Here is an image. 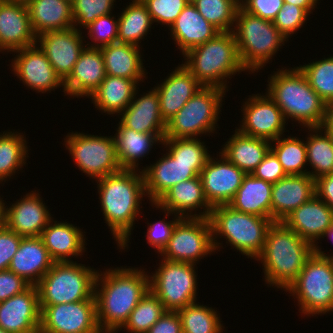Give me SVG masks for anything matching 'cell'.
Segmentation results:
<instances>
[{
	"instance_id": "obj_1",
	"label": "cell",
	"mask_w": 333,
	"mask_h": 333,
	"mask_svg": "<svg viewBox=\"0 0 333 333\" xmlns=\"http://www.w3.org/2000/svg\"><path fill=\"white\" fill-rule=\"evenodd\" d=\"M150 272L121 266L99 271L95 281L97 324L102 333H117L150 290Z\"/></svg>"
},
{
	"instance_id": "obj_2",
	"label": "cell",
	"mask_w": 333,
	"mask_h": 333,
	"mask_svg": "<svg viewBox=\"0 0 333 333\" xmlns=\"http://www.w3.org/2000/svg\"><path fill=\"white\" fill-rule=\"evenodd\" d=\"M105 223L117 246L128 249L146 195L142 171L122 169L95 180Z\"/></svg>"
},
{
	"instance_id": "obj_3",
	"label": "cell",
	"mask_w": 333,
	"mask_h": 333,
	"mask_svg": "<svg viewBox=\"0 0 333 333\" xmlns=\"http://www.w3.org/2000/svg\"><path fill=\"white\" fill-rule=\"evenodd\" d=\"M267 95L276 103L285 119L298 122L300 127H322L326 103L309 85L298 66L282 67L268 77Z\"/></svg>"
},
{
	"instance_id": "obj_4",
	"label": "cell",
	"mask_w": 333,
	"mask_h": 333,
	"mask_svg": "<svg viewBox=\"0 0 333 333\" xmlns=\"http://www.w3.org/2000/svg\"><path fill=\"white\" fill-rule=\"evenodd\" d=\"M313 252L314 247L283 222H273L256 261L262 264L265 284L285 291Z\"/></svg>"
},
{
	"instance_id": "obj_5",
	"label": "cell",
	"mask_w": 333,
	"mask_h": 333,
	"mask_svg": "<svg viewBox=\"0 0 333 333\" xmlns=\"http://www.w3.org/2000/svg\"><path fill=\"white\" fill-rule=\"evenodd\" d=\"M183 56L186 61L182 64L204 87H218L228 92L227 79H232L237 72H248L241 62L232 31L219 32Z\"/></svg>"
},
{
	"instance_id": "obj_6",
	"label": "cell",
	"mask_w": 333,
	"mask_h": 333,
	"mask_svg": "<svg viewBox=\"0 0 333 333\" xmlns=\"http://www.w3.org/2000/svg\"><path fill=\"white\" fill-rule=\"evenodd\" d=\"M209 221L215 252L223 248L218 239L224 238L237 252L255 260L261 254L267 232L274 222L271 218L236 211L229 205L214 206Z\"/></svg>"
},
{
	"instance_id": "obj_7",
	"label": "cell",
	"mask_w": 333,
	"mask_h": 333,
	"mask_svg": "<svg viewBox=\"0 0 333 333\" xmlns=\"http://www.w3.org/2000/svg\"><path fill=\"white\" fill-rule=\"evenodd\" d=\"M241 62L249 74L259 72L270 63L289 39L273 24L239 6L232 30Z\"/></svg>"
},
{
	"instance_id": "obj_8",
	"label": "cell",
	"mask_w": 333,
	"mask_h": 333,
	"mask_svg": "<svg viewBox=\"0 0 333 333\" xmlns=\"http://www.w3.org/2000/svg\"><path fill=\"white\" fill-rule=\"evenodd\" d=\"M98 270L77 261L55 262L37 283L40 306L89 300Z\"/></svg>"
},
{
	"instance_id": "obj_9",
	"label": "cell",
	"mask_w": 333,
	"mask_h": 333,
	"mask_svg": "<svg viewBox=\"0 0 333 333\" xmlns=\"http://www.w3.org/2000/svg\"><path fill=\"white\" fill-rule=\"evenodd\" d=\"M285 291L297 300L303 316L333 312V258L313 252Z\"/></svg>"
},
{
	"instance_id": "obj_10",
	"label": "cell",
	"mask_w": 333,
	"mask_h": 333,
	"mask_svg": "<svg viewBox=\"0 0 333 333\" xmlns=\"http://www.w3.org/2000/svg\"><path fill=\"white\" fill-rule=\"evenodd\" d=\"M225 95L226 91L221 88L202 87L166 123L165 138H200L203 134H215Z\"/></svg>"
},
{
	"instance_id": "obj_11",
	"label": "cell",
	"mask_w": 333,
	"mask_h": 333,
	"mask_svg": "<svg viewBox=\"0 0 333 333\" xmlns=\"http://www.w3.org/2000/svg\"><path fill=\"white\" fill-rule=\"evenodd\" d=\"M155 272H151L150 290L167 311H178L197 302L196 264L161 258ZM152 274V275H151Z\"/></svg>"
},
{
	"instance_id": "obj_12",
	"label": "cell",
	"mask_w": 333,
	"mask_h": 333,
	"mask_svg": "<svg viewBox=\"0 0 333 333\" xmlns=\"http://www.w3.org/2000/svg\"><path fill=\"white\" fill-rule=\"evenodd\" d=\"M64 145L71 158L87 177L94 180L121 171L114 136L70 132Z\"/></svg>"
},
{
	"instance_id": "obj_13",
	"label": "cell",
	"mask_w": 333,
	"mask_h": 333,
	"mask_svg": "<svg viewBox=\"0 0 333 333\" xmlns=\"http://www.w3.org/2000/svg\"><path fill=\"white\" fill-rule=\"evenodd\" d=\"M212 253L215 249L209 218L183 217L160 255L164 260L198 264Z\"/></svg>"
},
{
	"instance_id": "obj_14",
	"label": "cell",
	"mask_w": 333,
	"mask_h": 333,
	"mask_svg": "<svg viewBox=\"0 0 333 333\" xmlns=\"http://www.w3.org/2000/svg\"><path fill=\"white\" fill-rule=\"evenodd\" d=\"M39 333H102L97 324L95 295L89 300L40 306Z\"/></svg>"
},
{
	"instance_id": "obj_15",
	"label": "cell",
	"mask_w": 333,
	"mask_h": 333,
	"mask_svg": "<svg viewBox=\"0 0 333 333\" xmlns=\"http://www.w3.org/2000/svg\"><path fill=\"white\" fill-rule=\"evenodd\" d=\"M264 94L249 95L241 107L242 123L237 129L243 134L272 142L284 135L287 120L276 103L266 92Z\"/></svg>"
},
{
	"instance_id": "obj_16",
	"label": "cell",
	"mask_w": 333,
	"mask_h": 333,
	"mask_svg": "<svg viewBox=\"0 0 333 333\" xmlns=\"http://www.w3.org/2000/svg\"><path fill=\"white\" fill-rule=\"evenodd\" d=\"M15 57L11 60V69L14 76L28 88L37 93H50L62 87L64 94V81L54 71L46 55L37 45L12 51Z\"/></svg>"
},
{
	"instance_id": "obj_17",
	"label": "cell",
	"mask_w": 333,
	"mask_h": 333,
	"mask_svg": "<svg viewBox=\"0 0 333 333\" xmlns=\"http://www.w3.org/2000/svg\"><path fill=\"white\" fill-rule=\"evenodd\" d=\"M199 176L205 197L214 207L228 205L233 200L246 173L219 152L217 158L210 156Z\"/></svg>"
},
{
	"instance_id": "obj_18",
	"label": "cell",
	"mask_w": 333,
	"mask_h": 333,
	"mask_svg": "<svg viewBox=\"0 0 333 333\" xmlns=\"http://www.w3.org/2000/svg\"><path fill=\"white\" fill-rule=\"evenodd\" d=\"M84 32L75 27L49 31L40 34L36 38V45L46 55L54 71L64 81L72 72L81 52L85 49L87 42Z\"/></svg>"
},
{
	"instance_id": "obj_19",
	"label": "cell",
	"mask_w": 333,
	"mask_h": 333,
	"mask_svg": "<svg viewBox=\"0 0 333 333\" xmlns=\"http://www.w3.org/2000/svg\"><path fill=\"white\" fill-rule=\"evenodd\" d=\"M43 202L38 190L26 193L10 206L3 201L4 225L23 238L40 237L43 229L53 219Z\"/></svg>"
},
{
	"instance_id": "obj_20",
	"label": "cell",
	"mask_w": 333,
	"mask_h": 333,
	"mask_svg": "<svg viewBox=\"0 0 333 333\" xmlns=\"http://www.w3.org/2000/svg\"><path fill=\"white\" fill-rule=\"evenodd\" d=\"M152 206L162 210L165 218L173 214L187 218H209L213 208L205 197L200 176L172 186L155 203H151Z\"/></svg>"
},
{
	"instance_id": "obj_21",
	"label": "cell",
	"mask_w": 333,
	"mask_h": 333,
	"mask_svg": "<svg viewBox=\"0 0 333 333\" xmlns=\"http://www.w3.org/2000/svg\"><path fill=\"white\" fill-rule=\"evenodd\" d=\"M206 163H184L168 152L155 163L141 169L149 203H155L172 186L199 176Z\"/></svg>"
},
{
	"instance_id": "obj_22",
	"label": "cell",
	"mask_w": 333,
	"mask_h": 333,
	"mask_svg": "<svg viewBox=\"0 0 333 333\" xmlns=\"http://www.w3.org/2000/svg\"><path fill=\"white\" fill-rule=\"evenodd\" d=\"M41 309L38 290L30 286L23 293L0 302V327L9 333H39Z\"/></svg>"
},
{
	"instance_id": "obj_23",
	"label": "cell",
	"mask_w": 333,
	"mask_h": 333,
	"mask_svg": "<svg viewBox=\"0 0 333 333\" xmlns=\"http://www.w3.org/2000/svg\"><path fill=\"white\" fill-rule=\"evenodd\" d=\"M313 247L333 225V210L314 195L308 202L294 209L283 221Z\"/></svg>"
},
{
	"instance_id": "obj_24",
	"label": "cell",
	"mask_w": 333,
	"mask_h": 333,
	"mask_svg": "<svg viewBox=\"0 0 333 333\" xmlns=\"http://www.w3.org/2000/svg\"><path fill=\"white\" fill-rule=\"evenodd\" d=\"M27 5L0 2V52L36 45Z\"/></svg>"
},
{
	"instance_id": "obj_25",
	"label": "cell",
	"mask_w": 333,
	"mask_h": 333,
	"mask_svg": "<svg viewBox=\"0 0 333 333\" xmlns=\"http://www.w3.org/2000/svg\"><path fill=\"white\" fill-rule=\"evenodd\" d=\"M202 87H204L184 66H178L155 86L160 100V112L167 123Z\"/></svg>"
},
{
	"instance_id": "obj_26",
	"label": "cell",
	"mask_w": 333,
	"mask_h": 333,
	"mask_svg": "<svg viewBox=\"0 0 333 333\" xmlns=\"http://www.w3.org/2000/svg\"><path fill=\"white\" fill-rule=\"evenodd\" d=\"M315 195V180L308 174L287 175L272 185L271 219L282 222L294 209Z\"/></svg>"
},
{
	"instance_id": "obj_27",
	"label": "cell",
	"mask_w": 333,
	"mask_h": 333,
	"mask_svg": "<svg viewBox=\"0 0 333 333\" xmlns=\"http://www.w3.org/2000/svg\"><path fill=\"white\" fill-rule=\"evenodd\" d=\"M106 76L104 58L100 49L85 47L72 72L64 80L65 95L90 97Z\"/></svg>"
},
{
	"instance_id": "obj_28",
	"label": "cell",
	"mask_w": 333,
	"mask_h": 333,
	"mask_svg": "<svg viewBox=\"0 0 333 333\" xmlns=\"http://www.w3.org/2000/svg\"><path fill=\"white\" fill-rule=\"evenodd\" d=\"M136 89L131 103L120 114L119 122L129 129L140 133L165 134L166 123L160 112V100L155 88L148 93L137 95ZM137 95V96H136ZM139 96V97H138ZM138 97V98H137Z\"/></svg>"
},
{
	"instance_id": "obj_29",
	"label": "cell",
	"mask_w": 333,
	"mask_h": 333,
	"mask_svg": "<svg viewBox=\"0 0 333 333\" xmlns=\"http://www.w3.org/2000/svg\"><path fill=\"white\" fill-rule=\"evenodd\" d=\"M80 227L52 219L43 229L40 238L55 262L73 261L86 251V236Z\"/></svg>"
},
{
	"instance_id": "obj_30",
	"label": "cell",
	"mask_w": 333,
	"mask_h": 333,
	"mask_svg": "<svg viewBox=\"0 0 333 333\" xmlns=\"http://www.w3.org/2000/svg\"><path fill=\"white\" fill-rule=\"evenodd\" d=\"M55 261L40 237L22 238L8 270L36 286Z\"/></svg>"
},
{
	"instance_id": "obj_31",
	"label": "cell",
	"mask_w": 333,
	"mask_h": 333,
	"mask_svg": "<svg viewBox=\"0 0 333 333\" xmlns=\"http://www.w3.org/2000/svg\"><path fill=\"white\" fill-rule=\"evenodd\" d=\"M170 36L181 51L186 54L192 48L213 39L220 31L209 23L192 3H188L175 22L168 28Z\"/></svg>"
},
{
	"instance_id": "obj_32",
	"label": "cell",
	"mask_w": 333,
	"mask_h": 333,
	"mask_svg": "<svg viewBox=\"0 0 333 333\" xmlns=\"http://www.w3.org/2000/svg\"><path fill=\"white\" fill-rule=\"evenodd\" d=\"M114 139L116 154L122 169L138 170L139 160L145 158L153 145L162 144L165 134L140 133L118 122Z\"/></svg>"
},
{
	"instance_id": "obj_33",
	"label": "cell",
	"mask_w": 333,
	"mask_h": 333,
	"mask_svg": "<svg viewBox=\"0 0 333 333\" xmlns=\"http://www.w3.org/2000/svg\"><path fill=\"white\" fill-rule=\"evenodd\" d=\"M132 80L106 75L99 87L90 95L95 108L102 114L119 116L131 103L139 83Z\"/></svg>"
},
{
	"instance_id": "obj_34",
	"label": "cell",
	"mask_w": 333,
	"mask_h": 333,
	"mask_svg": "<svg viewBox=\"0 0 333 333\" xmlns=\"http://www.w3.org/2000/svg\"><path fill=\"white\" fill-rule=\"evenodd\" d=\"M270 150V141L235 129V133L222 145L220 153L246 174H252Z\"/></svg>"
},
{
	"instance_id": "obj_35",
	"label": "cell",
	"mask_w": 333,
	"mask_h": 333,
	"mask_svg": "<svg viewBox=\"0 0 333 333\" xmlns=\"http://www.w3.org/2000/svg\"><path fill=\"white\" fill-rule=\"evenodd\" d=\"M106 75L145 80L148 72L143 65L139 46L128 43H112L100 48ZM145 78V79H144Z\"/></svg>"
},
{
	"instance_id": "obj_36",
	"label": "cell",
	"mask_w": 333,
	"mask_h": 333,
	"mask_svg": "<svg viewBox=\"0 0 333 333\" xmlns=\"http://www.w3.org/2000/svg\"><path fill=\"white\" fill-rule=\"evenodd\" d=\"M27 8L33 31L37 36L74 27L72 5L66 1L33 0Z\"/></svg>"
},
{
	"instance_id": "obj_37",
	"label": "cell",
	"mask_w": 333,
	"mask_h": 333,
	"mask_svg": "<svg viewBox=\"0 0 333 333\" xmlns=\"http://www.w3.org/2000/svg\"><path fill=\"white\" fill-rule=\"evenodd\" d=\"M272 183L246 174L233 200L234 210L264 218H271Z\"/></svg>"
},
{
	"instance_id": "obj_38",
	"label": "cell",
	"mask_w": 333,
	"mask_h": 333,
	"mask_svg": "<svg viewBox=\"0 0 333 333\" xmlns=\"http://www.w3.org/2000/svg\"><path fill=\"white\" fill-rule=\"evenodd\" d=\"M118 17V42L128 43L140 47L153 21L142 0H132L129 5L122 9Z\"/></svg>"
},
{
	"instance_id": "obj_39",
	"label": "cell",
	"mask_w": 333,
	"mask_h": 333,
	"mask_svg": "<svg viewBox=\"0 0 333 333\" xmlns=\"http://www.w3.org/2000/svg\"><path fill=\"white\" fill-rule=\"evenodd\" d=\"M309 130L305 139L307 162L312 170L308 171L314 180L327 174H333V134L323 127L305 128ZM314 170V171H313Z\"/></svg>"
},
{
	"instance_id": "obj_40",
	"label": "cell",
	"mask_w": 333,
	"mask_h": 333,
	"mask_svg": "<svg viewBox=\"0 0 333 333\" xmlns=\"http://www.w3.org/2000/svg\"><path fill=\"white\" fill-rule=\"evenodd\" d=\"M0 133V184H4L20 169L24 168L28 156L25 134L17 131Z\"/></svg>"
},
{
	"instance_id": "obj_41",
	"label": "cell",
	"mask_w": 333,
	"mask_h": 333,
	"mask_svg": "<svg viewBox=\"0 0 333 333\" xmlns=\"http://www.w3.org/2000/svg\"><path fill=\"white\" fill-rule=\"evenodd\" d=\"M284 136L282 135L271 142V151L278 158L287 175L308 174L305 140L297 136H287V138Z\"/></svg>"
},
{
	"instance_id": "obj_42",
	"label": "cell",
	"mask_w": 333,
	"mask_h": 333,
	"mask_svg": "<svg viewBox=\"0 0 333 333\" xmlns=\"http://www.w3.org/2000/svg\"><path fill=\"white\" fill-rule=\"evenodd\" d=\"M203 305L195 302L177 311L183 333H223L225 326L218 311Z\"/></svg>"
},
{
	"instance_id": "obj_43",
	"label": "cell",
	"mask_w": 333,
	"mask_h": 333,
	"mask_svg": "<svg viewBox=\"0 0 333 333\" xmlns=\"http://www.w3.org/2000/svg\"><path fill=\"white\" fill-rule=\"evenodd\" d=\"M166 311L160 300L149 290L119 331L124 329L130 333H147Z\"/></svg>"
},
{
	"instance_id": "obj_44",
	"label": "cell",
	"mask_w": 333,
	"mask_h": 333,
	"mask_svg": "<svg viewBox=\"0 0 333 333\" xmlns=\"http://www.w3.org/2000/svg\"><path fill=\"white\" fill-rule=\"evenodd\" d=\"M192 4L220 32L233 30L239 8L236 0H194Z\"/></svg>"
},
{
	"instance_id": "obj_45",
	"label": "cell",
	"mask_w": 333,
	"mask_h": 333,
	"mask_svg": "<svg viewBox=\"0 0 333 333\" xmlns=\"http://www.w3.org/2000/svg\"><path fill=\"white\" fill-rule=\"evenodd\" d=\"M298 68L326 104L333 101V56L299 65Z\"/></svg>"
},
{
	"instance_id": "obj_46",
	"label": "cell",
	"mask_w": 333,
	"mask_h": 333,
	"mask_svg": "<svg viewBox=\"0 0 333 333\" xmlns=\"http://www.w3.org/2000/svg\"><path fill=\"white\" fill-rule=\"evenodd\" d=\"M161 145L178 162L207 163L211 156L199 138H164Z\"/></svg>"
},
{
	"instance_id": "obj_47",
	"label": "cell",
	"mask_w": 333,
	"mask_h": 333,
	"mask_svg": "<svg viewBox=\"0 0 333 333\" xmlns=\"http://www.w3.org/2000/svg\"><path fill=\"white\" fill-rule=\"evenodd\" d=\"M112 15V13H109L98 17L84 28L88 30L86 35L89 36L88 39L92 40L91 43H93L87 42L86 47L100 49L118 42V19Z\"/></svg>"
},
{
	"instance_id": "obj_48",
	"label": "cell",
	"mask_w": 333,
	"mask_h": 333,
	"mask_svg": "<svg viewBox=\"0 0 333 333\" xmlns=\"http://www.w3.org/2000/svg\"><path fill=\"white\" fill-rule=\"evenodd\" d=\"M116 0H75L72 4L74 27L82 30L98 17L112 13Z\"/></svg>"
},
{
	"instance_id": "obj_49",
	"label": "cell",
	"mask_w": 333,
	"mask_h": 333,
	"mask_svg": "<svg viewBox=\"0 0 333 333\" xmlns=\"http://www.w3.org/2000/svg\"><path fill=\"white\" fill-rule=\"evenodd\" d=\"M153 23L170 26L189 3L187 0H142Z\"/></svg>"
},
{
	"instance_id": "obj_50",
	"label": "cell",
	"mask_w": 333,
	"mask_h": 333,
	"mask_svg": "<svg viewBox=\"0 0 333 333\" xmlns=\"http://www.w3.org/2000/svg\"><path fill=\"white\" fill-rule=\"evenodd\" d=\"M309 15L310 14L301 7L284 3L281 10L274 18L273 24L288 39L304 26Z\"/></svg>"
},
{
	"instance_id": "obj_51",
	"label": "cell",
	"mask_w": 333,
	"mask_h": 333,
	"mask_svg": "<svg viewBox=\"0 0 333 333\" xmlns=\"http://www.w3.org/2000/svg\"><path fill=\"white\" fill-rule=\"evenodd\" d=\"M183 217L174 214L173 220H159L157 222L150 223L146 232L147 243L150 244V247L156 249V253L159 254L167 246L169 239L171 238L173 231L176 227V224Z\"/></svg>"
},
{
	"instance_id": "obj_52",
	"label": "cell",
	"mask_w": 333,
	"mask_h": 333,
	"mask_svg": "<svg viewBox=\"0 0 333 333\" xmlns=\"http://www.w3.org/2000/svg\"><path fill=\"white\" fill-rule=\"evenodd\" d=\"M22 238L4 224L0 227V271L8 270Z\"/></svg>"
},
{
	"instance_id": "obj_53",
	"label": "cell",
	"mask_w": 333,
	"mask_h": 333,
	"mask_svg": "<svg viewBox=\"0 0 333 333\" xmlns=\"http://www.w3.org/2000/svg\"><path fill=\"white\" fill-rule=\"evenodd\" d=\"M252 175L255 178L270 182L272 184L287 176L282 165L278 161V158L271 150L252 172Z\"/></svg>"
},
{
	"instance_id": "obj_54",
	"label": "cell",
	"mask_w": 333,
	"mask_h": 333,
	"mask_svg": "<svg viewBox=\"0 0 333 333\" xmlns=\"http://www.w3.org/2000/svg\"><path fill=\"white\" fill-rule=\"evenodd\" d=\"M283 5L284 0H246L241 7L248 13L273 22Z\"/></svg>"
},
{
	"instance_id": "obj_55",
	"label": "cell",
	"mask_w": 333,
	"mask_h": 333,
	"mask_svg": "<svg viewBox=\"0 0 333 333\" xmlns=\"http://www.w3.org/2000/svg\"><path fill=\"white\" fill-rule=\"evenodd\" d=\"M31 285L10 270L0 271V302L23 293Z\"/></svg>"
},
{
	"instance_id": "obj_56",
	"label": "cell",
	"mask_w": 333,
	"mask_h": 333,
	"mask_svg": "<svg viewBox=\"0 0 333 333\" xmlns=\"http://www.w3.org/2000/svg\"><path fill=\"white\" fill-rule=\"evenodd\" d=\"M147 333H183L177 311H166Z\"/></svg>"
},
{
	"instance_id": "obj_57",
	"label": "cell",
	"mask_w": 333,
	"mask_h": 333,
	"mask_svg": "<svg viewBox=\"0 0 333 333\" xmlns=\"http://www.w3.org/2000/svg\"><path fill=\"white\" fill-rule=\"evenodd\" d=\"M315 195L333 210V174L315 179Z\"/></svg>"
},
{
	"instance_id": "obj_58",
	"label": "cell",
	"mask_w": 333,
	"mask_h": 333,
	"mask_svg": "<svg viewBox=\"0 0 333 333\" xmlns=\"http://www.w3.org/2000/svg\"><path fill=\"white\" fill-rule=\"evenodd\" d=\"M319 0H284V3L293 4L306 10L309 14H312L314 9L317 8Z\"/></svg>"
},
{
	"instance_id": "obj_59",
	"label": "cell",
	"mask_w": 333,
	"mask_h": 333,
	"mask_svg": "<svg viewBox=\"0 0 333 333\" xmlns=\"http://www.w3.org/2000/svg\"><path fill=\"white\" fill-rule=\"evenodd\" d=\"M322 127L327 132L333 134V101L326 104L325 122Z\"/></svg>"
},
{
	"instance_id": "obj_60",
	"label": "cell",
	"mask_w": 333,
	"mask_h": 333,
	"mask_svg": "<svg viewBox=\"0 0 333 333\" xmlns=\"http://www.w3.org/2000/svg\"><path fill=\"white\" fill-rule=\"evenodd\" d=\"M325 237H327V238H329L331 241H333V225H332V227L331 228H329L325 233H324V235L322 236V238H325ZM321 246H319L318 244H316L315 246H314V253L315 254H317V255H319V256H322V257H327V258H333V254L331 253L330 255L329 254H327V253H324L325 251H322L321 249L322 248H320Z\"/></svg>"
},
{
	"instance_id": "obj_61",
	"label": "cell",
	"mask_w": 333,
	"mask_h": 333,
	"mask_svg": "<svg viewBox=\"0 0 333 333\" xmlns=\"http://www.w3.org/2000/svg\"><path fill=\"white\" fill-rule=\"evenodd\" d=\"M32 1L33 0H0V2L4 3H14V4H23V5H28Z\"/></svg>"
},
{
	"instance_id": "obj_62",
	"label": "cell",
	"mask_w": 333,
	"mask_h": 333,
	"mask_svg": "<svg viewBox=\"0 0 333 333\" xmlns=\"http://www.w3.org/2000/svg\"><path fill=\"white\" fill-rule=\"evenodd\" d=\"M3 198L0 196V227L4 224V218H3Z\"/></svg>"
},
{
	"instance_id": "obj_63",
	"label": "cell",
	"mask_w": 333,
	"mask_h": 333,
	"mask_svg": "<svg viewBox=\"0 0 333 333\" xmlns=\"http://www.w3.org/2000/svg\"><path fill=\"white\" fill-rule=\"evenodd\" d=\"M246 0H236L237 4L241 6Z\"/></svg>"
},
{
	"instance_id": "obj_64",
	"label": "cell",
	"mask_w": 333,
	"mask_h": 333,
	"mask_svg": "<svg viewBox=\"0 0 333 333\" xmlns=\"http://www.w3.org/2000/svg\"><path fill=\"white\" fill-rule=\"evenodd\" d=\"M62 1H66V2H68L70 5H72V4L75 2V0H62Z\"/></svg>"
},
{
	"instance_id": "obj_65",
	"label": "cell",
	"mask_w": 333,
	"mask_h": 333,
	"mask_svg": "<svg viewBox=\"0 0 333 333\" xmlns=\"http://www.w3.org/2000/svg\"><path fill=\"white\" fill-rule=\"evenodd\" d=\"M0 333H9V332H6L5 330H3V329L0 327Z\"/></svg>"
}]
</instances>
